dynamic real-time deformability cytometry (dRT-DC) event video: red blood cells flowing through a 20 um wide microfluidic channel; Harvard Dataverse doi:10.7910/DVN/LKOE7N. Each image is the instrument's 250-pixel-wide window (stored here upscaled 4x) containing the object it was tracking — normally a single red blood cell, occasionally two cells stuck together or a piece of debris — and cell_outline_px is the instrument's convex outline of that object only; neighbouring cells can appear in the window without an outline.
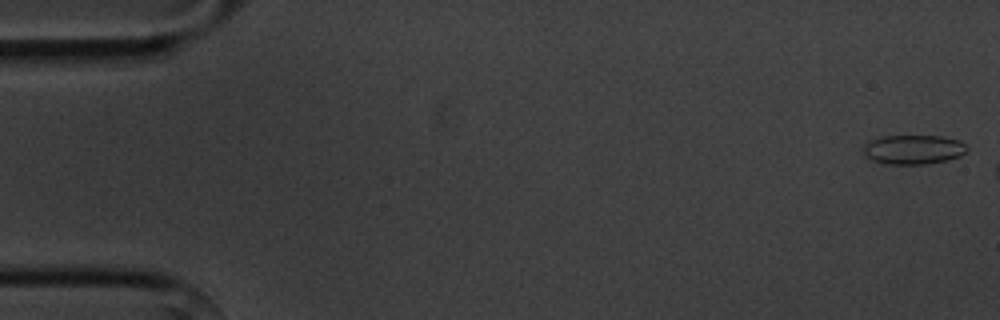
{"species": "common noctule bat (a hibernating species)", "species_latin": "Nyctalus noctula", "temperature_condition": "cold", "stored_images_in_passage": 3, "camera_frame_rate_fps": 3000, "um_per_image_px": 0.085, "animal": {"sex": "male", "body_mass_g": 20.1, "forearm_length_mm": 53.5}, "frame": {"image": 1, "passage_image": 1, "time_ms": 0.0, "image_size_px": [1000, 320], "cell_outline_px": [[968, 152], [960, 156], [948, 160], [928, 164], [884, 164], [872, 160], [864, 156], [864, 144], [868, 140], [884, 136], [944, 136], [960, 140], [968, 148]], "centroid_in_image_um": [77.65, 12.71], "position_along_channel_um": 7.3, "area_um2": 18.03}}